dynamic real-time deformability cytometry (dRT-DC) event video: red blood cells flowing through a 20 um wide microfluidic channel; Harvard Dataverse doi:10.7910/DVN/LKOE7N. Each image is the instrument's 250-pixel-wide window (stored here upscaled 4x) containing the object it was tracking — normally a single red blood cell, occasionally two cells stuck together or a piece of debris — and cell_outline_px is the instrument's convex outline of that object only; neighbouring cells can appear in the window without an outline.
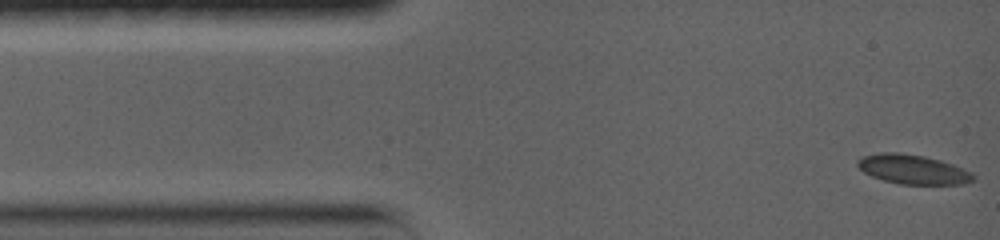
{"species": "common noctule bat (a hibernating species)", "species_latin": "Nyctalus noctula", "temperature_condition": "warm", "stored_images_in_passage": 117, "camera_frame_rate_fps": 5000, "um_per_image_px": 0.085, "animal": {"sex": "female", "body_mass_g": 19.0, "forearm_length_mm": 56.7}, "frame": {"image": 1, "passage_image": 1, "time_ms": 0.0, "image_size_px": [1000, 240], "cell_outline_px": [[976, 176], [972, 180], [960, 184], [900, 184], [884, 180], [872, 176], [864, 172], [856, 164], [856, 160], [864, 156], [880, 152], [896, 152], [924, 156], [940, 160], [952, 164], [972, 172]], "centroid_in_image_um": [77.58, 14.39], "position_along_channel_um": 7.4, "area_um2": 19.65}}
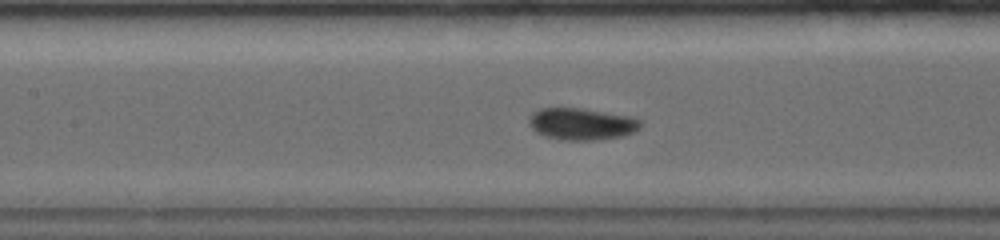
{"frame": {"image": 2, "passage_image": 48, "time_ms": 6.2, "image_size_px": [1000, 240], "cell_outline_px": [[640, 128], [636, 132], [624, 136], [596, 140], [564, 140], [544, 136], [536, 132], [528, 124], [528, 120], [532, 112], [540, 108], [584, 108], [628, 116], [640, 120]], "centroid_in_image_um": [49.42, 10.54], "position_along_channel_um": 158.0, "area_um2": 20.87}}
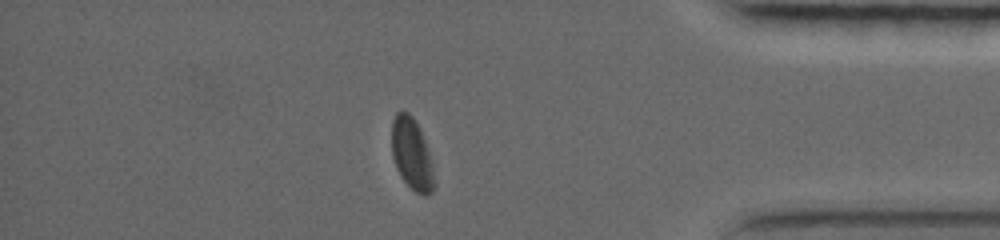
{"frame": {"image": 3, "passage_image": 105, "time_ms": 13.6, "image_size_px": [1000, 240], "cell_outline_px": [[436, 184], [432, 192], [424, 196], [416, 192], [400, 176], [396, 168], [392, 156], [392, 120], [396, 112], [408, 112], [416, 120], [420, 128], [428, 152]], "centroid_in_image_um": [34.99, 13.09], "position_along_channel_um": 400.2, "area_um2": 17.63}, "authors_computed_cell_mechanics": {"area_um2": 19.652, "velocity_mm_per_s": 3.6383, "shape_relaxation_time_tau1_ms": null, "shape_relaxation_time_tau2_ms": 1.2988, "deformation_change_tau1": null, "deformation_change_tau2": 0.0317}}